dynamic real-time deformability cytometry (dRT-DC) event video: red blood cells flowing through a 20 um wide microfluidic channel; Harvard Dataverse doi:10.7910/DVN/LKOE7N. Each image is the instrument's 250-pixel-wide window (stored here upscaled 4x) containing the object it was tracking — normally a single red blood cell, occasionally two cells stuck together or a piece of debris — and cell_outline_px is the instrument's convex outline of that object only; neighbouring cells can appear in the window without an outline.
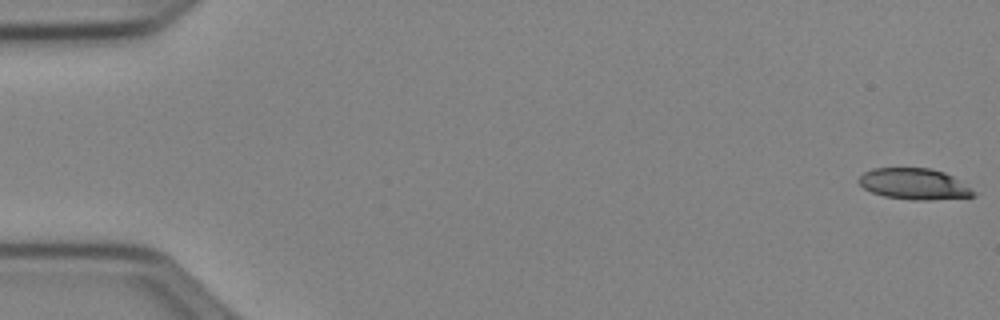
{"species": "Egyptian fruit bat (a non-hibernating species)", "species_latin": "Rousettus aegyptiacus", "temperature_condition": "cold", "stored_images_in_passage": 53, "camera_frame_rate_fps": 3000, "um_per_image_px": 0.085, "animal": {"sex": "female"}, "frame": {"image": 1, "passage_image": 1, "time_ms": 0.0, "image_size_px": [1000, 320], "cell_outline_px": [[976, 196], [928, 200], [912, 200], [884, 196], [872, 192], [864, 188], [860, 184], [860, 176], [864, 172], [872, 168], [928, 168], [944, 172], [952, 176], [976, 192]], "centroid_in_image_um": [77.7, 15.64], "position_along_channel_um": 7.3, "area_um2": 20.58}}
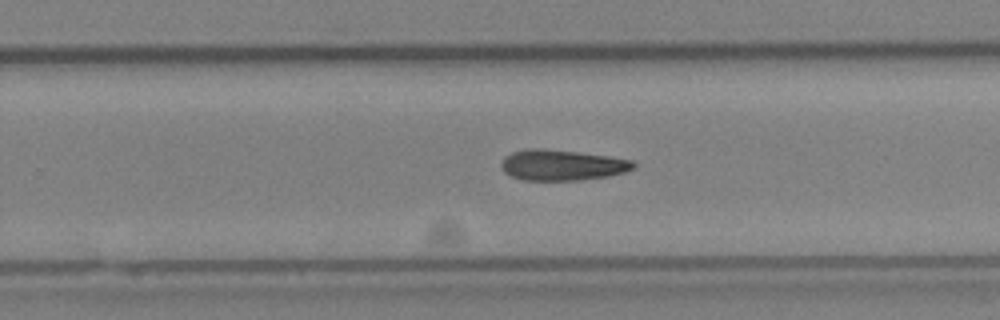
{"frame": {"image": 2, "passage_image": 34, "time_ms": 11.0, "image_size_px": [1000, 320], "cell_outline_px": [[636, 168], [624, 172], [608, 176], [576, 180], [524, 180], [512, 176], [504, 172], [500, 164], [504, 156], [512, 152], [528, 148], [536, 148], [576, 152], [608, 156], [632, 160], [636, 164]], "centroid_in_image_um": [47.76, 14.03], "position_along_channel_um": 282.0, "area_um2": 23.52}}
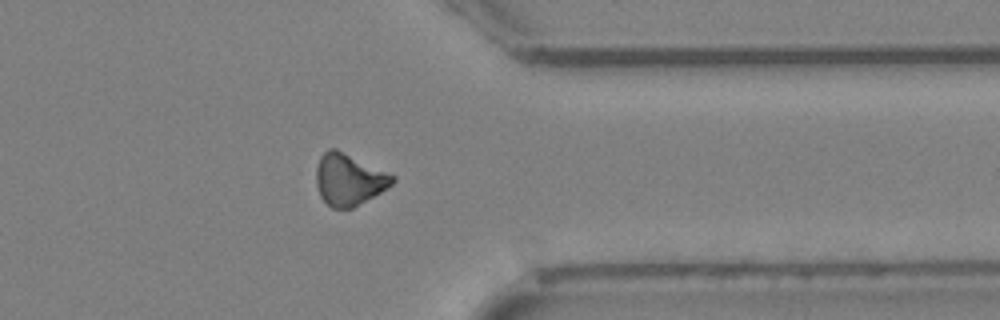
{"frame": {"image": 3, "passage_image": 42, "time_ms": 13.667, "image_size_px": [1000, 320], "cell_outline_px": [[396, 180], [392, 184], [380, 192], [352, 208], [332, 208], [320, 196], [316, 184], [316, 168], [320, 156], [328, 148], [336, 148], [396, 176]], "centroid_in_image_um": [29.64, 15.24], "position_along_channel_um": 381.8, "area_um2": 22.83}}